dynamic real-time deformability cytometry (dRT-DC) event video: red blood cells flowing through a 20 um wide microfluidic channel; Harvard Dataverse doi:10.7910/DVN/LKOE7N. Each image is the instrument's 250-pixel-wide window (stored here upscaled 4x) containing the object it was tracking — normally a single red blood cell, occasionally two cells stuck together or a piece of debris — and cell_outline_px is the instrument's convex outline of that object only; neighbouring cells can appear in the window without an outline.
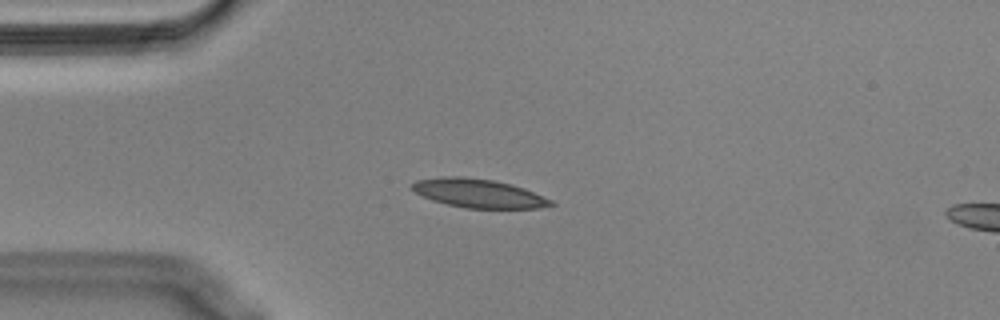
{"species": "Egyptian fruit bat (a non-hibernating species)", "species_latin": "Rousettus aegyptiacus", "temperature_condition": "cold", "stored_images_in_passage": 55, "camera_frame_rate_fps": 3000, "um_per_image_px": 0.085, "animal": {"sex": "male"}, "frame": {"image": 1, "passage_image": 13, "time_ms": 4.0, "image_size_px": [1000, 320], "cell_outline_px": [[556, 204], [540, 208], [464, 208], [432, 200], [416, 192], [412, 188], [412, 184], [416, 180], [444, 176], [460, 176], [492, 180], [512, 184], [524, 188], [552, 200]], "centroid_in_image_um": [40.7, 16.43], "position_along_channel_um": 44.3, "area_um2": 23.06}}
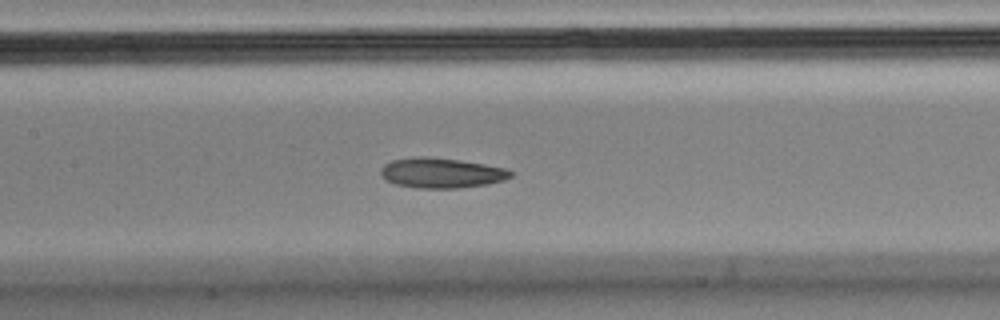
{"frame": {"image": 2, "passage_image": 25, "time_ms": 8.0, "image_size_px": [1000, 320], "cell_outline_px": [[512, 176], [504, 180], [488, 184], [460, 188], [416, 188], [396, 184], [388, 180], [380, 172], [380, 168], [384, 164], [392, 160], [420, 156], [424, 156], [460, 160], [484, 164], [504, 168], [512, 172]], "centroid_in_image_um": [37.52, 14.7], "position_along_channel_um": 169.9, "area_um2": 22.66}}
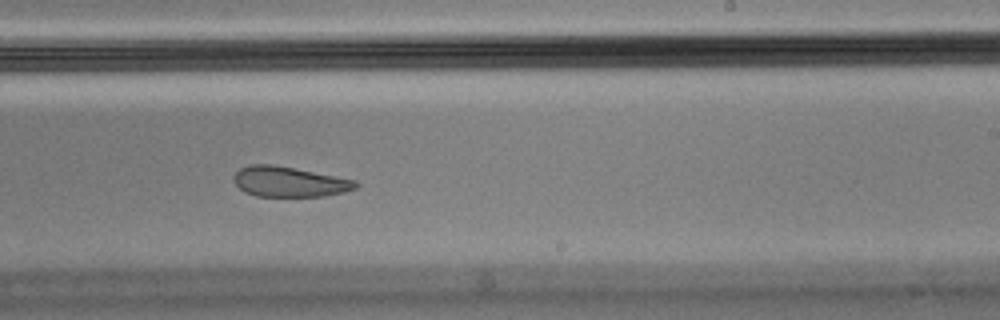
{"frame": {"image": 3, "passage_image": 33, "time_ms": 10.667, "image_size_px": [1000, 320], "cell_outline_px": [[360, 184], [356, 188], [344, 192], [324, 196], [256, 196], [244, 192], [232, 180], [232, 176], [240, 168], [252, 164], [272, 164], [356, 180]], "centroid_in_image_um": [24.57, 15.45], "position_along_channel_um": 264.4, "area_um2": 21.44}, "authors_computed_cell_mechanics": {"area_um2": 22.9466, "velocity_mm_per_s": 3.5637, "shape_relaxation_time_tau1_ms": null, "shape_relaxation_time_tau2_ms": 3.4101, "deformation_change_tau1": null, "deformation_change_tau2": 0.0853}}